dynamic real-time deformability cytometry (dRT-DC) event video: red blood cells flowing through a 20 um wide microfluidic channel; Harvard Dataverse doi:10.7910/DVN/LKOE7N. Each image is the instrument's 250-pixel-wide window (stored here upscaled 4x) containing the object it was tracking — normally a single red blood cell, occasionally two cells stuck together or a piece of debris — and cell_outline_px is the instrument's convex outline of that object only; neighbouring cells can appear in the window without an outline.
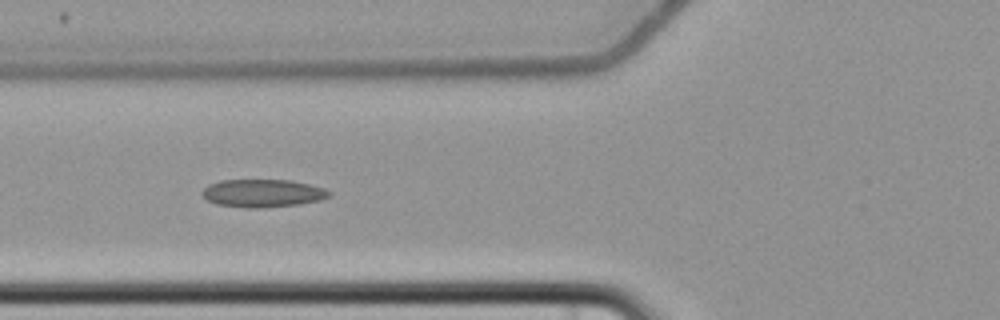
{"species": "common noctule bat (a hibernating species)", "species_latin": "Nyctalus noctula", "temperature_condition": "cold", "stored_images_in_passage": 7, "camera_frame_rate_fps": 3000, "um_per_image_px": 0.085, "animal": {"sex": "female", "body_mass_g": 22.7, "forearm_length_mm": 54.2}, "frame": {"image": 1, "passage_image": 6, "time_ms": 7.667, "image_size_px": [1000, 320], "cell_outline_px": [[332, 196], [320, 200], [300, 204], [256, 208], [244, 208], [216, 204], [208, 200], [200, 192], [208, 184], [220, 180], [292, 180], [324, 188], [332, 192]], "centroid_in_image_um": [22.34, 16.42], "position_along_channel_um": 103.5, "area_um2": 20.75}}
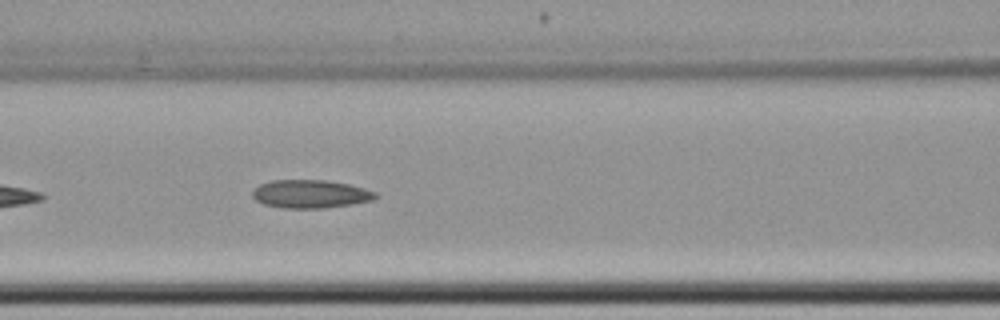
{"frame": {"image": 2, "passage_image": 7, "time_ms": 8.667, "image_size_px": [1000, 320], "cell_outline_px": [[380, 196], [372, 200], [352, 204], [324, 208], [284, 208], [264, 204], [256, 200], [252, 196], [252, 192], [260, 184], [272, 180], [324, 180], [348, 184], [364, 188], [376, 192]], "centroid_in_image_um": [26.41, 16.49], "position_along_channel_um": 140.2, "area_um2": 20.17}}